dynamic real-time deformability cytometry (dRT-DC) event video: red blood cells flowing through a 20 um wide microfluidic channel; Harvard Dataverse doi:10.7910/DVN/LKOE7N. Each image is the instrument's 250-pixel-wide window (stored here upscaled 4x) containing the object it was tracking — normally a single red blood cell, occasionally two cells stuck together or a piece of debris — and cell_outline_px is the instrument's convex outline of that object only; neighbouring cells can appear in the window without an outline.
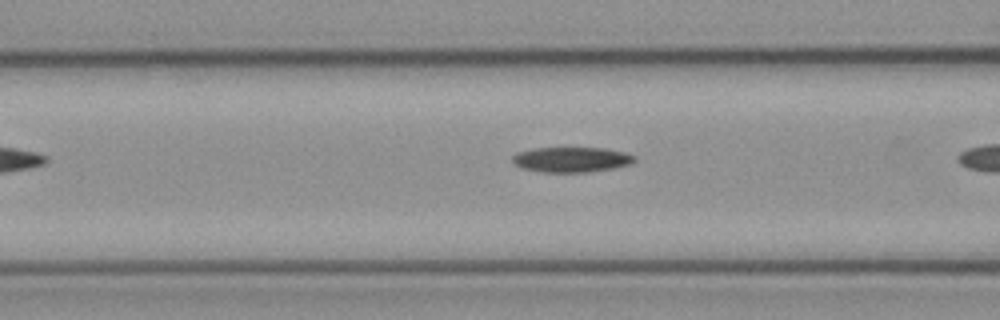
{"species": "common noctule bat (a hibernating species)", "species_latin": "Nyctalus noctula", "temperature_condition": "cold", "stored_images_in_passage": 19, "camera_frame_rate_fps": 3000, "um_per_image_px": 0.085, "animal": {"sex": "female", "body_mass_g": 21.9}, "frame": {"image": 1, "passage_image": 4, "time_ms": 1.0, "image_size_px": [1000, 320], "cell_outline_px": [[636, 160], [632, 164], [612, 168], [588, 172], [540, 172], [520, 168], [512, 164], [512, 156], [516, 152], [532, 148], [604, 148], [624, 152], [636, 156]], "centroid_in_image_um": [48.53, 13.56], "position_along_channel_um": 118.1, "area_um2": 18.15}}